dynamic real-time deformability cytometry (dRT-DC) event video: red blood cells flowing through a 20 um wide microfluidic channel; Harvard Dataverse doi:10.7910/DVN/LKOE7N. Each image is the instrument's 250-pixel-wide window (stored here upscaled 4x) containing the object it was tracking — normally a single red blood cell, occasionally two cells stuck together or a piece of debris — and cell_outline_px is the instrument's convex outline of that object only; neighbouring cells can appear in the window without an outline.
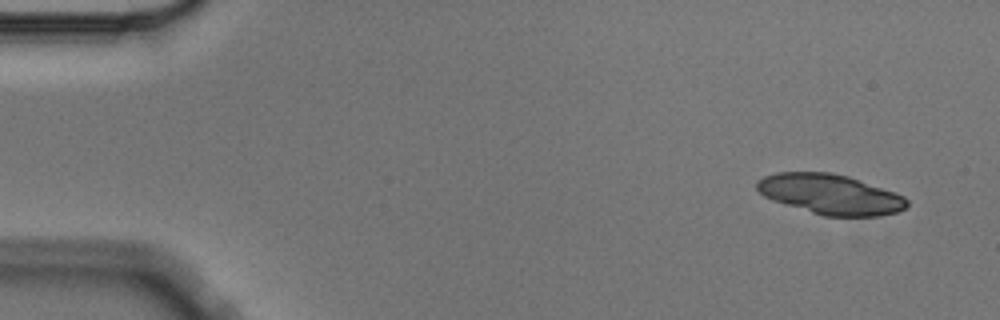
{"species": "Egyptian fruit bat (a non-hibernating species)", "species_latin": "Rousettus aegyptiacus", "temperature_condition": "cold", "stored_images_in_passage": 7, "camera_frame_rate_fps": 3000, "um_per_image_px": 0.085, "animal": {"sex": "male"}, "frame": {"image": 1, "passage_image": 1, "time_ms": 0.0, "image_size_px": [1000, 320], "cell_outline_px": [[908, 204], [904, 208], [896, 212], [880, 216], [824, 216], [784, 204], [772, 200], [764, 196], [756, 188], [756, 180], [764, 176], [776, 172], [832, 172], [848, 176], [896, 192], [904, 196], [908, 200]], "centroid_in_image_um": [70.57, 16.5], "position_along_channel_um": 14.4, "area_um2": 35.14}}
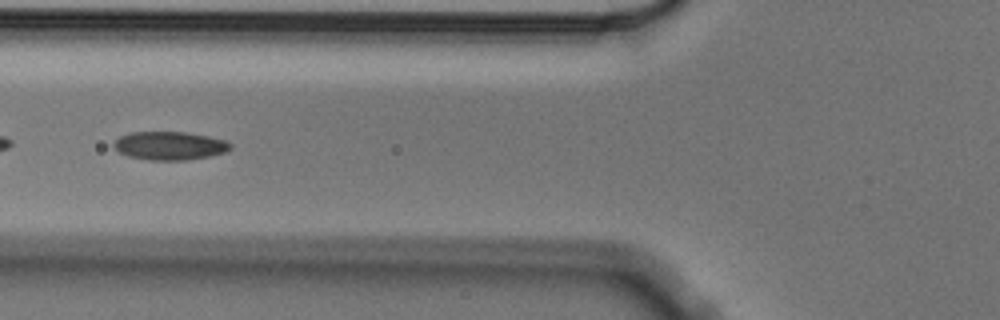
{"frame": {"image": 2, "passage_image": 6, "time_ms": 1.667, "image_size_px": [1000, 320], "cell_outline_px": [[232, 148], [224, 152], [208, 156], [188, 160], [148, 160], [128, 156], [120, 152], [112, 144], [120, 136], [132, 132], [184, 132], [208, 136], [228, 140], [232, 144]], "centroid_in_image_um": [14.45, 12.38], "position_along_channel_um": 111.3, "area_um2": 19.25}}
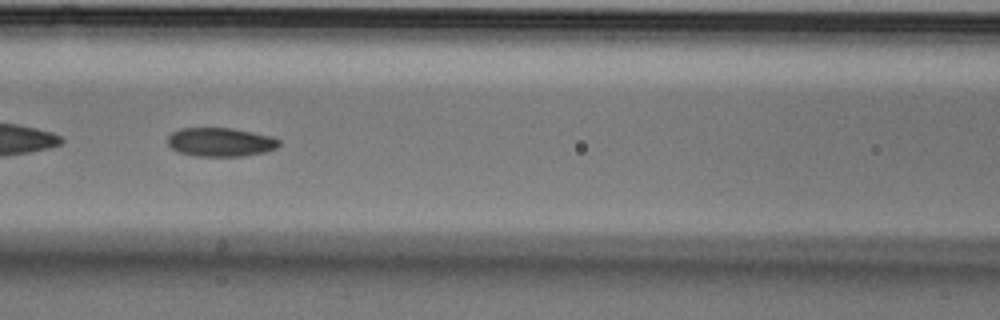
{"frame": {"image": 3, "passage_image": 7, "time_ms": 2.0, "image_size_px": [1000, 320], "cell_outline_px": [[280, 144], [276, 148], [264, 152], [240, 156], [196, 156], [180, 152], [172, 148], [168, 144], [168, 136], [172, 132], [180, 128], [232, 128], [272, 136], [280, 140]], "centroid_in_image_um": [18.74, 12.07], "position_along_channel_um": 147.9, "area_um2": 18.61}}